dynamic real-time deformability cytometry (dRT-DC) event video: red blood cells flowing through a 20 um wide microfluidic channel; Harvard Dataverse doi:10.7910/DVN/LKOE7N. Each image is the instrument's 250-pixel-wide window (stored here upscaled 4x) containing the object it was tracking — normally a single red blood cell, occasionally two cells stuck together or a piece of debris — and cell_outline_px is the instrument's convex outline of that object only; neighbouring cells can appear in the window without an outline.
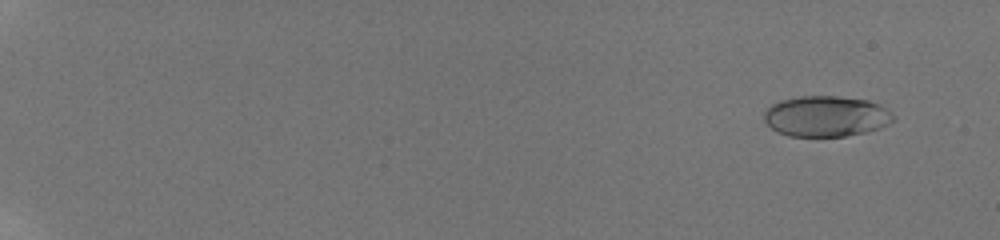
{"species": "human", "species_latin": "Homo sapiens", "temperature_condition": "room temperature", "stored_images_in_passage": 59, "camera_frame_rate_fps": 3000, "um_per_image_px": 0.085, "donor": {"sex": "male"}, "frame": {"image": 1, "passage_image": 5, "time_ms": 1.333, "image_size_px": [1000, 240], "cell_outline_px": [[892, 120], [888, 124], [880, 128], [864, 132], [844, 136], [788, 136], [776, 132], [764, 120], [764, 112], [772, 104], [780, 100], [800, 96], [836, 96], [868, 100], [880, 104], [892, 116]], "centroid_in_image_um": [70.17, 9.88], "position_along_channel_um": 14.8, "area_um2": 30.46}}
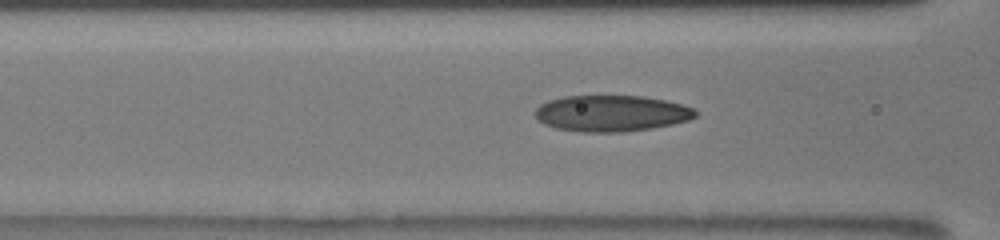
{"frame": {"image": 2, "passage_image": 29, "time_ms": 9.333, "image_size_px": [1000, 240], "cell_outline_px": [[696, 116], [688, 120], [672, 124], [652, 128], [624, 132], [580, 132], [556, 128], [544, 124], [536, 120], [536, 108], [540, 104], [548, 100], [564, 96], [644, 96], [664, 100], [680, 104], [692, 108], [696, 112]], "centroid_in_image_um": [51.93, 9.64], "position_along_channel_um": 114.7, "area_um2": 33.81}}
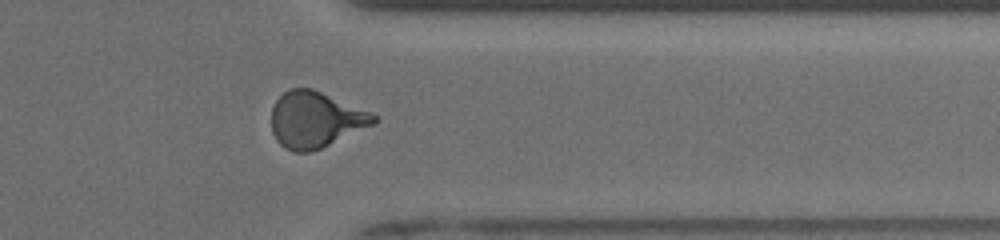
{"frame": {"image": 3, "passage_image": 50, "time_ms": 16.333, "image_size_px": [1000, 240], "cell_outline_px": [[380, 120], [376, 124], [320, 148], [308, 152], [292, 152], [284, 148], [276, 140], [272, 132], [272, 108], [276, 100], [288, 88], [312, 88], [372, 112]], "centroid_in_image_um": [26.83, 10.17], "position_along_channel_um": 384.6, "area_um2": 33.58}, "authors_computed_cell_mechanics": {"area_um2": 32.3102, "velocity_mm_per_s": 3.8734, "shape_relaxation_time_tau1_ms": 4.3557, "shape_relaxation_time_tau2_ms": 1.074, "deformation_change_tau1": 0.2077, "deformation_change_tau2": 0.0816}}